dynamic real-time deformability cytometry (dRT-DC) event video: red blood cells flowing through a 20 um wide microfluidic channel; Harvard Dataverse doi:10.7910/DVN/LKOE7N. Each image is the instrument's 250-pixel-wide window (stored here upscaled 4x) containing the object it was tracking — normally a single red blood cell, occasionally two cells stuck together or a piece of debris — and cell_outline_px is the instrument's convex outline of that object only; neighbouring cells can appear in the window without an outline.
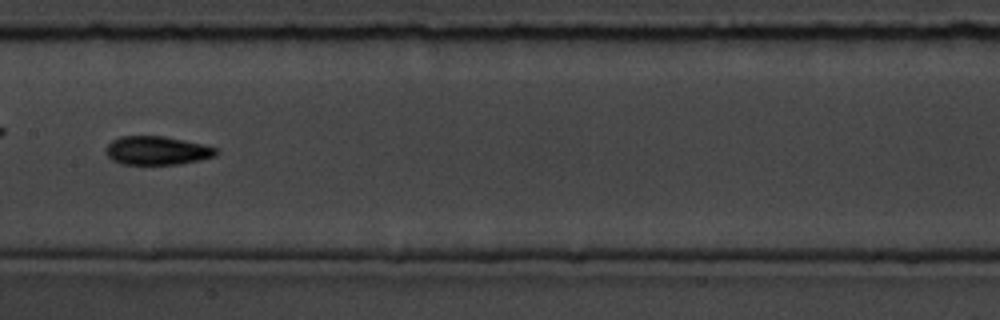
{"species": "common noctule bat (a hibernating species)", "species_latin": "Nyctalus noctula", "temperature_condition": "room temperature", "stored_images_in_passage": 37, "camera_frame_rate_fps": 3000, "um_per_image_px": 0.085, "animal": {"sex": "male", "body_mass_g": 19.5, "forearm_length_mm": 54.6}, "frame": {"image": 1, "passage_image": 16, "time_ms": 5.0, "image_size_px": [1000, 320], "cell_outline_px": [[220, 152], [216, 156], [200, 160], [176, 164], [120, 164], [112, 160], [104, 152], [108, 144], [112, 140], [120, 136], [164, 136], [184, 140], [216, 148]], "centroid_in_image_um": [13.32, 12.8], "position_along_channel_um": 194.1, "area_um2": 18.38}, "authors_computed_cell_mechanics": {"area_um2": 17.6868, "velocity_mm_per_s": 3.7205, "shape_relaxation_time_tau1_ms": 2.9892, "shape_relaxation_time_tau2_ms": 3.1642, "deformation_change_tau1": 0.1187, "deformation_change_tau2": 0.1029}}